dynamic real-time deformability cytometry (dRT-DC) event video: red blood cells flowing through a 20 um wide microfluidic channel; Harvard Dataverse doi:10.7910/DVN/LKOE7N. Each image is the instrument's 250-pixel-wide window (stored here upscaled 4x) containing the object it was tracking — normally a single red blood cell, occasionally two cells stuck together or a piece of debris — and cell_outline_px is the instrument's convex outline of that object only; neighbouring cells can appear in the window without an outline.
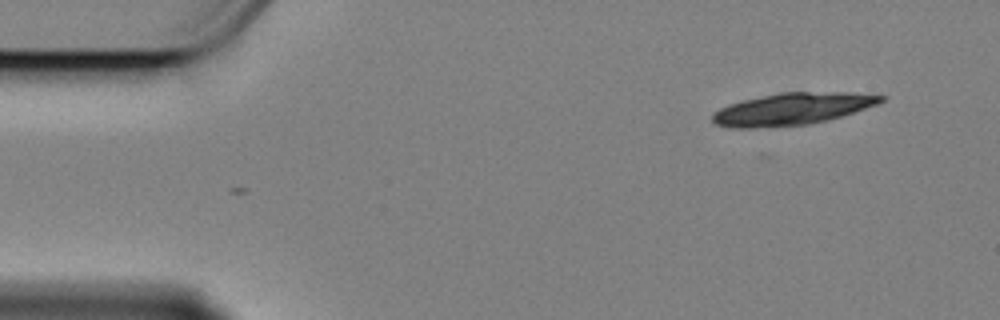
{"species": "Egyptian fruit bat (a non-hibernating species)", "species_latin": "Rousettus aegyptiacus", "temperature_condition": "cold", "stored_images_in_passage": 5, "camera_frame_rate_fps": 3000, "um_per_image_px": 0.085, "animal": {"sex": "female"}, "frame": {"image": 1, "passage_image": 5, "time_ms": 1.333, "image_size_px": [1000, 320], "cell_outline_px": [[888, 96], [880, 104], [828, 120], [808, 124], [752, 128], [732, 128], [716, 124], [712, 120], [712, 112], [728, 104], [744, 100], [780, 92], [848, 92]], "centroid_in_image_um": [67.36, 9.25], "position_along_channel_um": 17.6, "area_um2": 31.44}}